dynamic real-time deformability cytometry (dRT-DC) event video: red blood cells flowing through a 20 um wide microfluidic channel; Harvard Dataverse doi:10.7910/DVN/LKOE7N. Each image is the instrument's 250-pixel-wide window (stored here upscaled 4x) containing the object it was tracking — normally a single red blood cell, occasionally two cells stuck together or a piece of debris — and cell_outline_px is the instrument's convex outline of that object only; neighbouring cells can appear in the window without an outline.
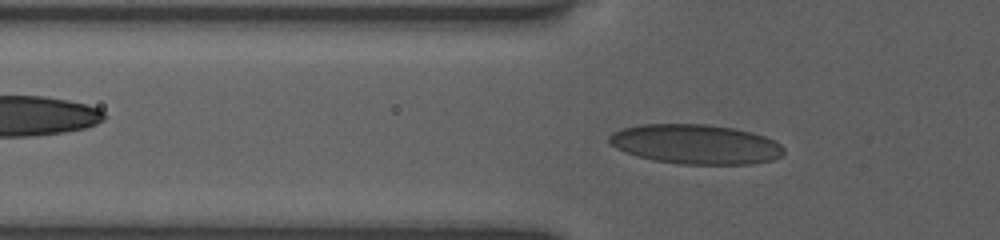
{"species": "human", "species_latin": "Homo sapiens", "temperature_condition": "room temperature", "stored_images_in_passage": 49, "camera_frame_rate_fps": 3000, "um_per_image_px": 0.085, "donor": {"sex": "female"}, "frame": {"image": 1, "passage_image": 16, "time_ms": 5.0, "image_size_px": [1000, 240], "cell_outline_px": [[784, 152], [780, 156], [772, 160], [752, 164], [680, 164], [656, 160], [636, 156], [616, 148], [608, 140], [608, 136], [612, 132], [620, 128], [640, 124], [704, 124], [732, 128], [752, 132], [764, 136], [780, 144], [784, 148]], "centroid_in_image_um": [59.1, 12.25], "position_along_channel_um": 66.7, "area_um2": 40.29}}
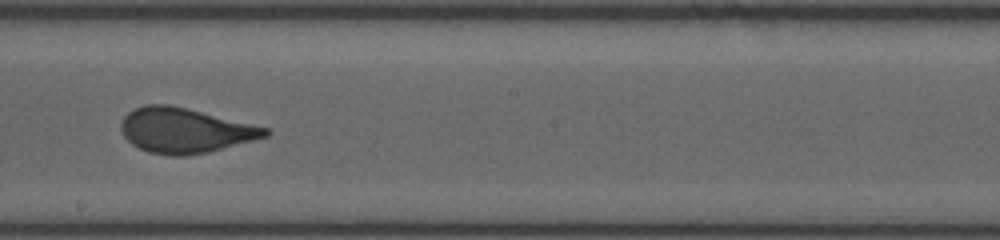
{"frame": {"image": 2, "passage_image": 29, "time_ms": 9.333, "image_size_px": [1000, 240], "cell_outline_px": [[272, 132], [268, 136], [208, 152], [184, 156], [172, 156], [148, 152], [132, 144], [124, 136], [120, 128], [120, 124], [124, 116], [128, 112], [144, 104], [168, 104], [252, 124], [268, 128]], "centroid_in_image_um": [15.69, 11.09], "position_along_channel_um": 232.5, "area_um2": 37.45}}
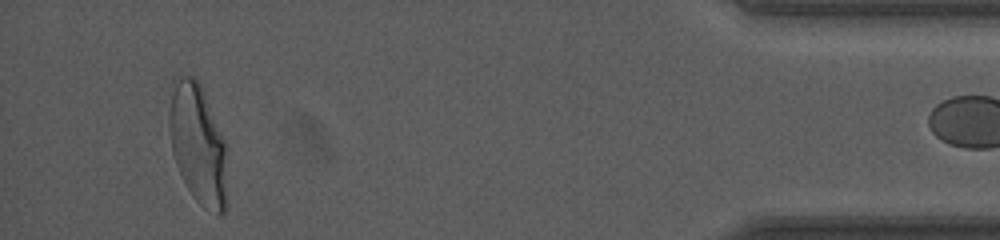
{"frame": {"image": 3, "passage_image": 48, "time_ms": 15.667, "image_size_px": [1000, 240], "cell_outline_px": [[228, 204], [224, 212], [220, 216], [216, 216], [200, 204], [192, 196], [176, 164], [172, 152], [168, 124], [168, 112], [172, 92], [180, 76], [192, 76], [200, 84], [204, 92], [228, 144]], "centroid_in_image_um": [16.91, 12.36], "position_along_channel_um": 418.3, "area_um2": 41.62}}